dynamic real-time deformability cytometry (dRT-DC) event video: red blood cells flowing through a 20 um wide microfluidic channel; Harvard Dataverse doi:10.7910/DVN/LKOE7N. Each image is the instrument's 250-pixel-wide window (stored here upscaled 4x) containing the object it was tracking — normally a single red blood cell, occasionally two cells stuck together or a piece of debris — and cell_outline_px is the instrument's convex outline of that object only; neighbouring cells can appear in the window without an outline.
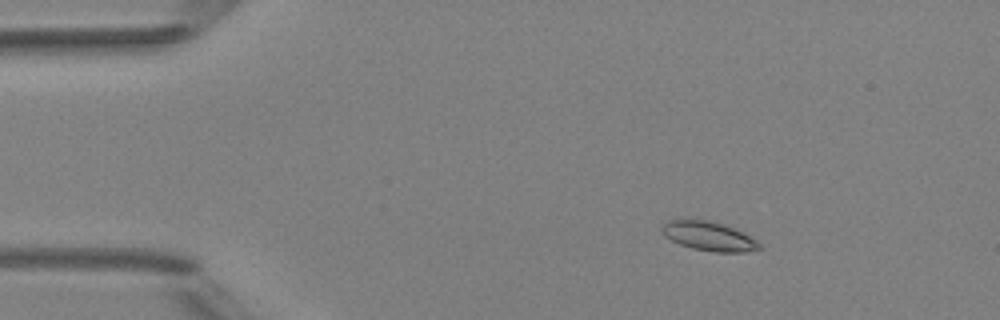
{"species": "Egyptian fruit bat (a non-hibernating species)", "species_latin": "Rousettus aegyptiacus", "temperature_condition": "room temperature", "stored_images_in_passage": 5, "camera_frame_rate_fps": 3000, "um_per_image_px": 0.085, "animal": {"sex": "female"}, "frame": {"image": 1, "passage_image": 3, "time_ms": 2.333, "image_size_px": [1000, 320], "cell_outline_px": [[764, 248], [744, 252], [716, 252], [692, 248], [680, 244], [664, 236], [660, 232], [660, 228], [668, 220], [708, 220], [724, 224], [756, 240]], "centroid_in_image_um": [60.22, 20.08], "position_along_channel_um": 24.8, "area_um2": 16.36}}